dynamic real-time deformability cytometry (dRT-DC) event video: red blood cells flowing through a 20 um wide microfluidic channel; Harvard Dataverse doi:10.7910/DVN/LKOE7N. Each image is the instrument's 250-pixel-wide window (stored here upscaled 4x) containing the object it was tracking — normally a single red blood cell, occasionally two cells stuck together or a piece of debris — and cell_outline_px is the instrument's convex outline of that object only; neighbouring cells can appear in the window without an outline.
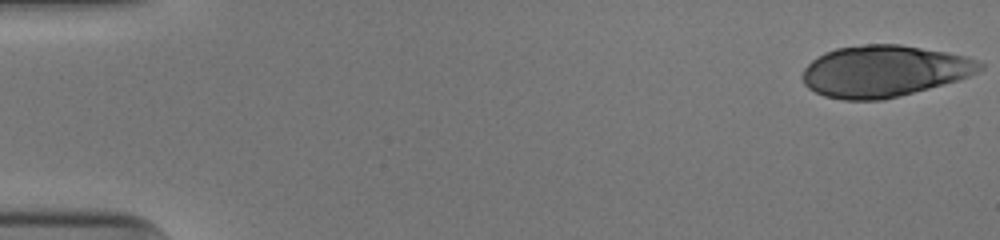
{"species": "human", "species_latin": "Homo sapiens", "temperature_condition": "cold", "stored_images_in_passage": 49, "camera_frame_rate_fps": 3000, "um_per_image_px": 0.085, "donor": {"sex": "male"}, "frame": {"image": 1, "passage_image": 1, "time_ms": 0.0, "image_size_px": [1000, 240], "cell_outline_px": [[984, 68], [968, 76], [956, 80], [928, 88], [884, 100], [844, 100], [824, 96], [808, 88], [804, 84], [800, 76], [804, 68], [812, 60], [824, 52], [836, 48], [864, 44], [900, 44], [948, 52], [968, 56], [984, 64]], "centroid_in_image_um": [75.11, 6.04], "position_along_channel_um": 9.9, "area_um2": 53.35}}
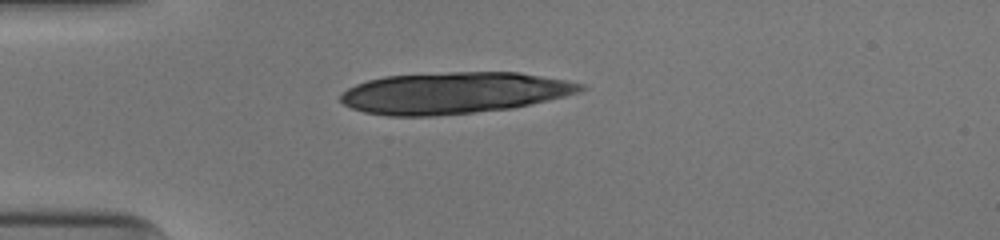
{"frame": {"image": 2, "passage_image": 14, "time_ms": 4.333, "image_size_px": [1000, 240], "cell_outline_px": [[588, 88], [580, 92], [564, 96], [512, 108], [432, 116], [388, 116], [364, 112], [352, 108], [344, 104], [340, 100], [340, 96], [348, 88], [356, 84], [368, 80], [384, 76], [448, 72], [520, 72], [568, 80], [584, 84]], "centroid_in_image_um": [38.59, 7.89], "position_along_channel_um": 46.4, "area_um2": 57.97}}
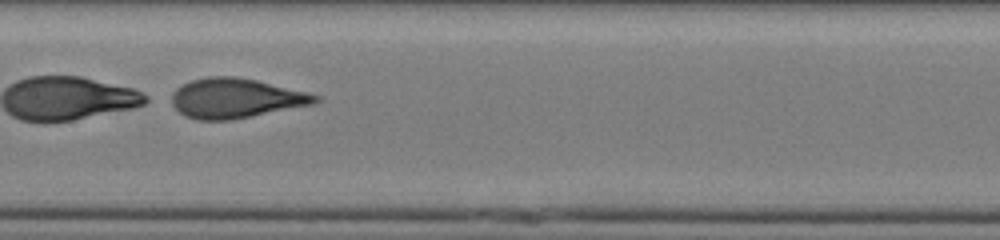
{"frame": {"image": 3, "passage_image": 27, "time_ms": 8.667, "image_size_px": [1000, 240], "cell_outline_px": [[320, 100], [316, 104], [232, 120], [196, 120], [184, 116], [172, 104], [172, 92], [176, 88], [192, 80], [208, 76], [236, 76], [256, 80], [320, 96]], "centroid_in_image_um": [20.03, 8.36], "position_along_channel_um": 187.4, "area_um2": 33.23}}